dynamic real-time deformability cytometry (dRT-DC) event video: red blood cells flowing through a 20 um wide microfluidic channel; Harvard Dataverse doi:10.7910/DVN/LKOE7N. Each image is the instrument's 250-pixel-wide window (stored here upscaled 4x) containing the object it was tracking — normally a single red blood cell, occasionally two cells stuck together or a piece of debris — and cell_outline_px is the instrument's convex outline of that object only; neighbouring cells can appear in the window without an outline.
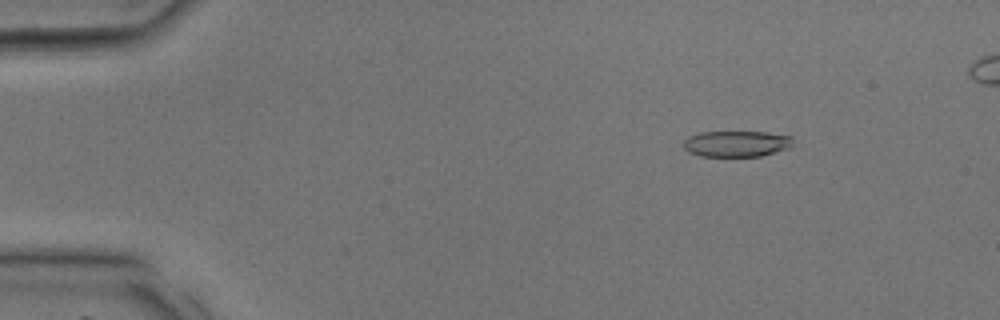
{"species": "common noctule bat (a hibernating species)", "species_latin": "Nyctalus noctula", "temperature_condition": "room temperature", "stored_images_in_passage": 38, "camera_frame_rate_fps": 3000, "um_per_image_px": 0.085, "animal": {"sex": "male", "body_mass_g": 17.9, "forearm_length_mm": 54.2}, "frame": {"image": 1, "passage_image": 6, "time_ms": 1.667, "image_size_px": [1000, 320], "cell_outline_px": [[792, 144], [788, 148], [760, 156], [700, 156], [688, 152], [684, 148], [684, 140], [688, 136], [700, 132], [768, 132], [792, 136]], "centroid_in_image_um": [62.58, 12.21], "position_along_channel_um": 22.4, "area_um2": 16.59}}
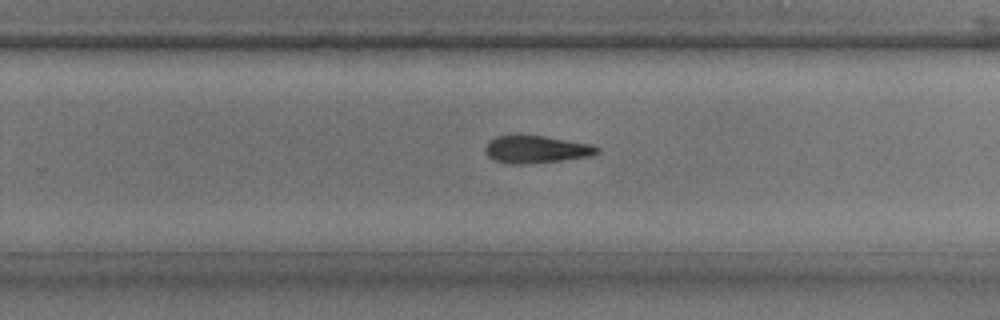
{"frame": {"image": 2, "passage_image": 25, "time_ms": 8.0, "image_size_px": [1000, 320], "cell_outline_px": [[600, 152], [592, 156], [560, 160], [520, 164], [508, 164], [492, 160], [488, 156], [484, 148], [488, 140], [496, 136], [512, 132], [544, 136], [592, 144], [600, 148]], "centroid_in_image_um": [45.51, 12.65], "position_along_channel_um": 284.3, "area_um2": 18.55}}
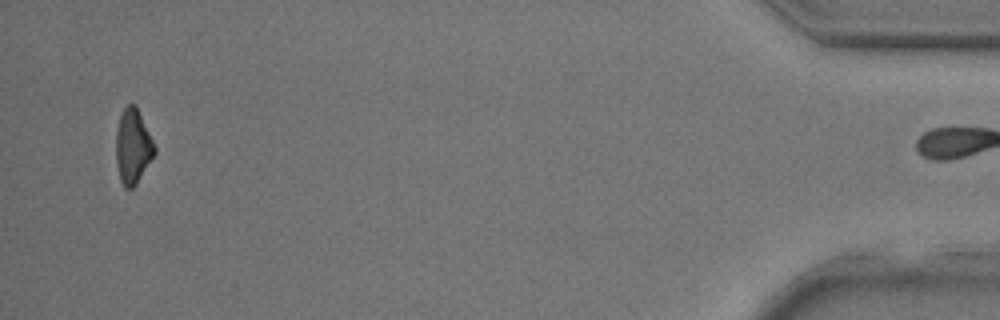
{"frame": {"image": 3, "passage_image": 37, "time_ms": 12.0, "image_size_px": [1000, 320], "cell_outline_px": [[156, 152], [136, 184], [132, 188], [124, 188], [120, 180], [116, 164], [116, 132], [120, 116], [124, 108], [128, 104], [136, 104], [156, 148]], "centroid_in_image_um": [11.28, 12.45], "position_along_channel_um": 423.9, "area_um2": 16.7}}